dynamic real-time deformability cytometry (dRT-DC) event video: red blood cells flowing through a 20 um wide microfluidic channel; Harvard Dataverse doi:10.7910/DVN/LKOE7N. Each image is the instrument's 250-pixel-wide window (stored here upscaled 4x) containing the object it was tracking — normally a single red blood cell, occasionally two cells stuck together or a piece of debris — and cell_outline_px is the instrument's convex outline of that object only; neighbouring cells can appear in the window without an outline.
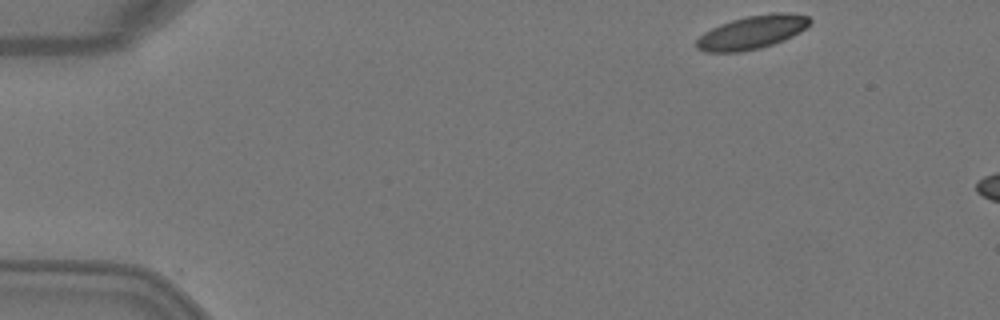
{"species": "Egyptian fruit bat (a non-hibernating species)", "species_latin": "Rousettus aegyptiacus", "temperature_condition": "warm", "stored_images_in_passage": 2, "camera_frame_rate_fps": 3000, "um_per_image_px": 0.085, "animal": {"sex": "female"}, "frame": {"image": 1, "passage_image": 1, "time_ms": 0.0, "image_size_px": [1000, 320], "cell_outline_px": [[812, 20], [800, 32], [784, 40], [760, 48], [740, 52], [704, 52], [696, 48], [696, 40], [704, 32], [720, 24], [732, 20], [748, 16], [772, 12], [788, 12], [808, 16]], "centroid_in_image_um": [63.91, 2.74], "position_along_channel_um": 21.1, "area_um2": 22.02}}